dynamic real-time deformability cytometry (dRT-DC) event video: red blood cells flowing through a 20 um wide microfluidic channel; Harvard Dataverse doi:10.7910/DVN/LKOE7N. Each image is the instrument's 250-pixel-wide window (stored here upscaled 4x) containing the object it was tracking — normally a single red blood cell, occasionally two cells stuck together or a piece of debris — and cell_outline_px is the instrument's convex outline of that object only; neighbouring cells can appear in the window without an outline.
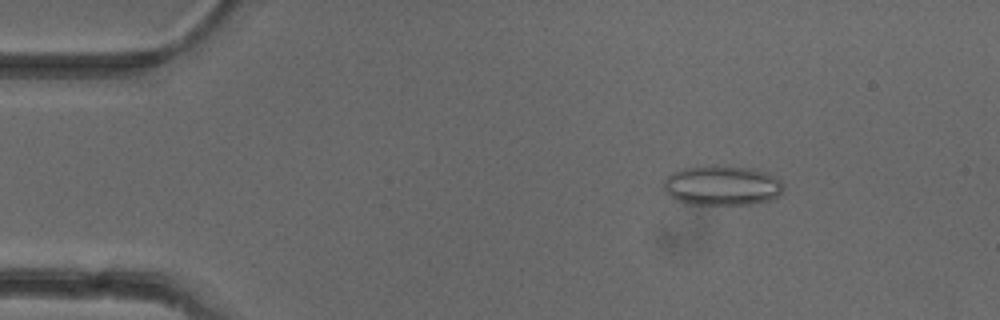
{"species": "common noctule bat (a hibernating species)", "species_latin": "Nyctalus noctula", "temperature_condition": "cold", "stored_images_in_passage": 50, "camera_frame_rate_fps": 3000, "um_per_image_px": 0.085, "animal": {"sex": "female"}, "frame": {"image": 1, "passage_image": 6, "time_ms": 1.667, "image_size_px": [1000, 320], "cell_outline_px": [[784, 184], [780, 192], [776, 196], [768, 200], [748, 204], [692, 204], [676, 200], [664, 188], [664, 180], [672, 172], [680, 168], [752, 168], [764, 172], [780, 180]], "centroid_in_image_um": [61.36, 15.8], "position_along_channel_um": 23.6, "area_um2": 26.65}}
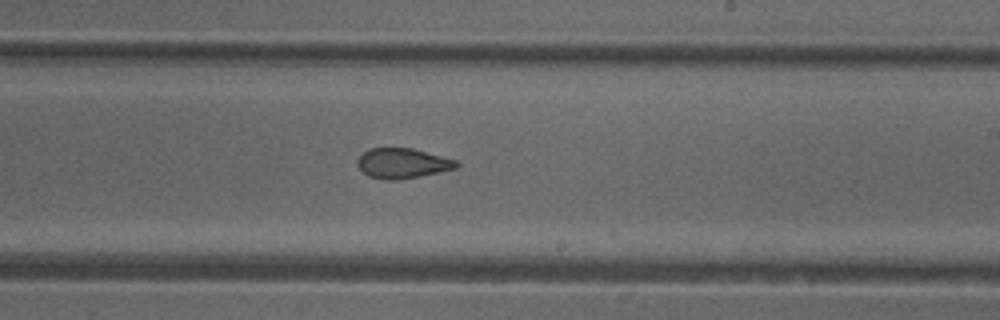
{"frame": {"image": 2, "passage_image": 29, "time_ms": 9.333, "image_size_px": [1000, 320], "cell_outline_px": [[460, 164], [456, 168], [420, 176], [400, 180], [384, 180], [368, 176], [356, 164], [356, 160], [368, 148], [412, 148], [456, 160]], "centroid_in_image_um": [34.19, 13.88], "position_along_channel_um": 254.8, "area_um2": 17.34}}
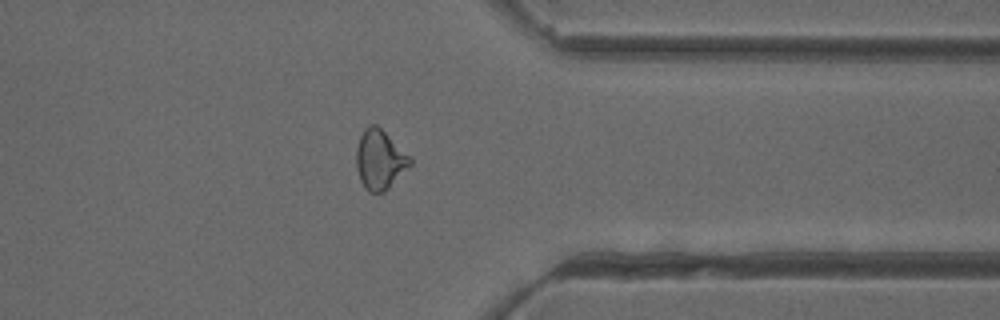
{"frame": {"image": 3, "passage_image": 39, "time_ms": 12.667, "image_size_px": [1000, 320], "cell_outline_px": [[412, 164], [384, 192], [368, 192], [364, 188], [360, 180], [356, 168], [356, 148], [360, 136], [364, 128], [368, 124], [376, 124], [412, 160]], "centroid_in_image_um": [32.23, 13.58], "position_along_channel_um": 379.2, "area_um2": 18.38}, "authors_computed_cell_mechanics": {"area_um2": 18.8139, "velocity_mm_per_s": 3.9604, "shape_relaxation_time_tau1_ms": null, "shape_relaxation_time_tau2_ms": 1.4048, "deformation_change_tau1": null, "deformation_change_tau2": 0.072}}